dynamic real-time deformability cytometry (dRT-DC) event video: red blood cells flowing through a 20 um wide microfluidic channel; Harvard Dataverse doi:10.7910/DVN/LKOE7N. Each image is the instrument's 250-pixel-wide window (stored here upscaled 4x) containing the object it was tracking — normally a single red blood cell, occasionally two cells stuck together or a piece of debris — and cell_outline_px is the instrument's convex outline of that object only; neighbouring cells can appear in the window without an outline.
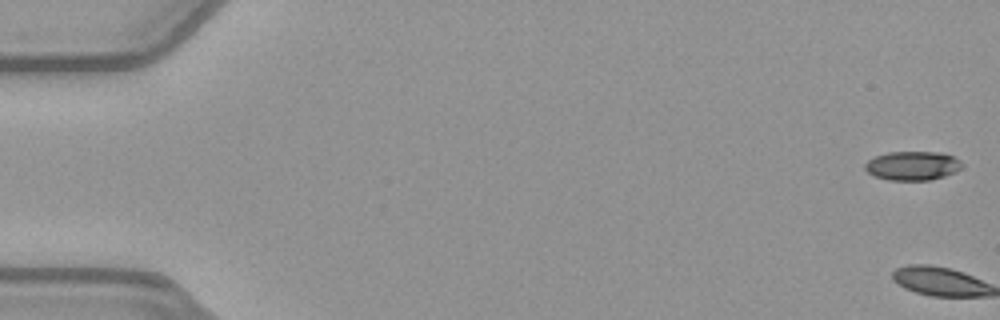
{"species": "common noctule bat (a hibernating species)", "species_latin": "Nyctalus noctula", "temperature_condition": "warm", "stored_images_in_passage": 2, "camera_frame_rate_fps": 3000, "um_per_image_px": 0.085, "animal": {"sex": "female", "body_mass_g": 21.9}, "frame": {"image": 1, "passage_image": 1, "time_ms": 0.0, "image_size_px": [1000, 320], "cell_outline_px": [[964, 164], [956, 172], [944, 176], [928, 180], [888, 180], [872, 176], [864, 168], [864, 164], [868, 160], [876, 156], [888, 152], [936, 152], [952, 156], [960, 160]], "centroid_in_image_um": [77.54, 14.09], "position_along_channel_um": 7.5, "area_um2": 16.42}}